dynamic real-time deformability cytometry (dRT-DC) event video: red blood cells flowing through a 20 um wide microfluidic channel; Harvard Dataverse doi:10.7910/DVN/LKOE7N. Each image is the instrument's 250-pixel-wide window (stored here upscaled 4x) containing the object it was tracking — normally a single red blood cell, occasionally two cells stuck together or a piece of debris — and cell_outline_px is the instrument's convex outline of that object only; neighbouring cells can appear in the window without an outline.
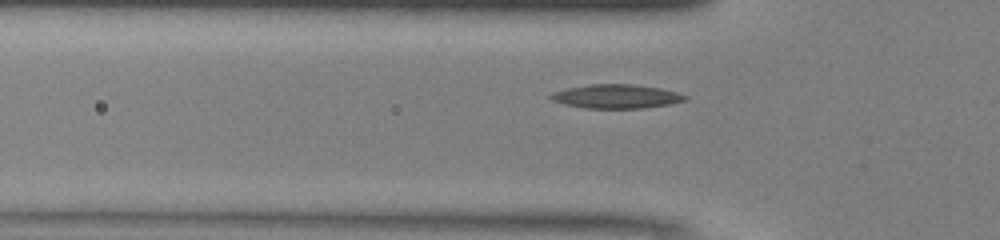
{"species": "common noctule bat (a hibernating species)", "species_latin": "Nyctalus noctula", "temperature_condition": "warm", "stored_images_in_passage": 28, "camera_frame_rate_fps": 3000, "um_per_image_px": 0.085, "animal": {"sex": "male", "body_mass_g": 13.0, "forearm_length_mm": 53.1}, "frame": {"image": 1, "passage_image": 4, "time_ms": 1.0, "image_size_px": [1000, 240], "cell_outline_px": [[688, 100], [668, 104], [644, 108], [584, 108], [564, 104], [552, 100], [548, 96], [552, 92], [568, 88], [588, 84], [636, 84], [660, 88], [676, 92], [688, 96]], "centroid_in_image_um": [52.38, 8.19], "position_along_channel_um": 73.4, "area_um2": 18.79}}
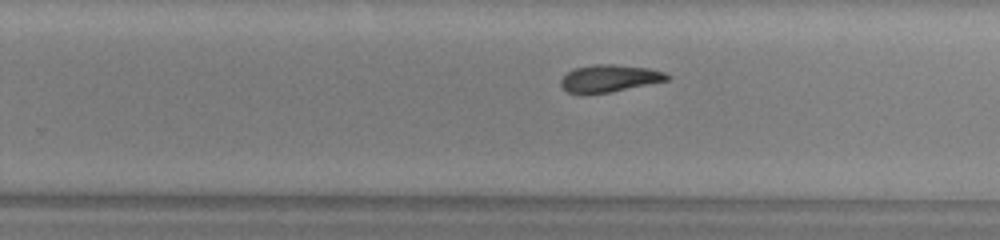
{"frame": {"image": 2, "passage_image": 19, "time_ms": 6.0, "image_size_px": [1000, 240], "cell_outline_px": [[672, 76], [668, 80], [608, 92], [568, 92], [560, 84], [560, 80], [568, 72], [576, 68], [592, 64], [612, 64], [648, 68], [664, 72]], "centroid_in_image_um": [51.83, 6.63], "position_along_channel_um": 278.0, "area_um2": 16.36}}
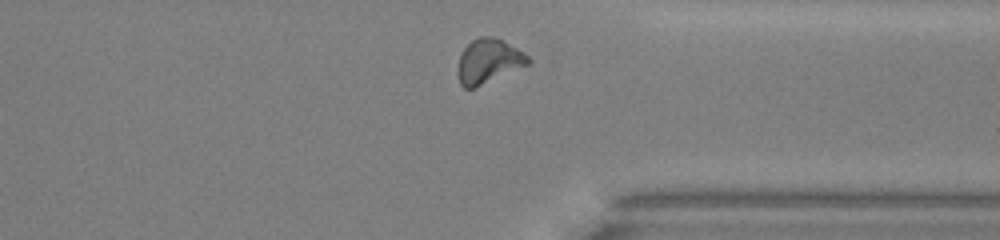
{"frame": {"image": 3, "passage_image": 26, "time_ms": 8.333, "image_size_px": [1000, 240], "cell_outline_px": [[532, 60], [528, 64], [472, 88], [464, 88], [460, 84], [456, 76], [456, 68], [460, 56], [464, 48], [472, 40], [480, 36], [492, 36], [524, 52]], "centroid_in_image_um": [41.47, 5.19], "position_along_channel_um": 369.9, "area_um2": 17.86}, "authors_computed_cell_mechanics": {"area_um2": 17.6001, "velocity_mm_per_s": 4.0984, "shape_relaxation_time_tau1_ms": 6.5986, "shape_relaxation_time_tau2_ms": null, "deformation_change_tau1": 0.1633, "deformation_change_tau2": null}}